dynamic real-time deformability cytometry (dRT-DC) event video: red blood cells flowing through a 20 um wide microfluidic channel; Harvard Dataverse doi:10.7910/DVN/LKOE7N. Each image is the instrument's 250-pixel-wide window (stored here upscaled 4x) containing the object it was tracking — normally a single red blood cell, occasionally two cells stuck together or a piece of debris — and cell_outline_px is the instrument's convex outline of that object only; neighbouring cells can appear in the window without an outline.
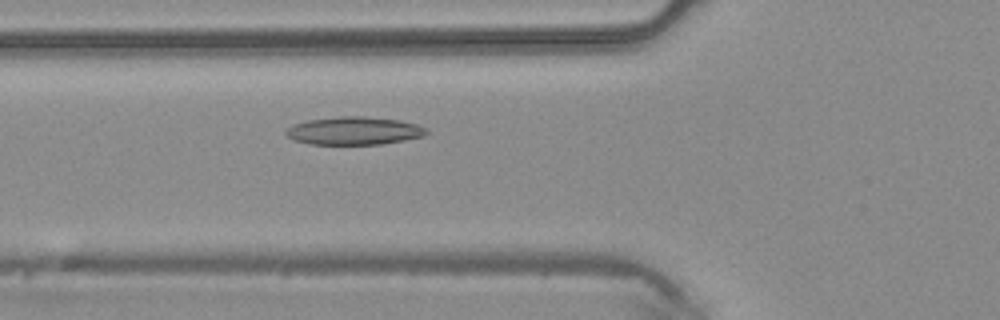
{"species": "common noctule bat (a hibernating species)", "species_latin": "Nyctalus noctula", "temperature_condition": "warm", "stored_images_in_passage": 43, "camera_frame_rate_fps": 3000, "um_per_image_px": 0.085, "animal": {"sex": "male", "body_mass_g": 20.4}, "frame": {"image": 1, "passage_image": 14, "time_ms": 4.333, "image_size_px": [1000, 320], "cell_outline_px": [[428, 132], [424, 136], [404, 140], [380, 144], [312, 144], [296, 140], [288, 136], [284, 132], [292, 124], [308, 120], [340, 116], [364, 116], [400, 120], [416, 124], [424, 128]], "centroid_in_image_um": [30.09, 11.11], "position_along_channel_um": 95.7, "area_um2": 22.72}}
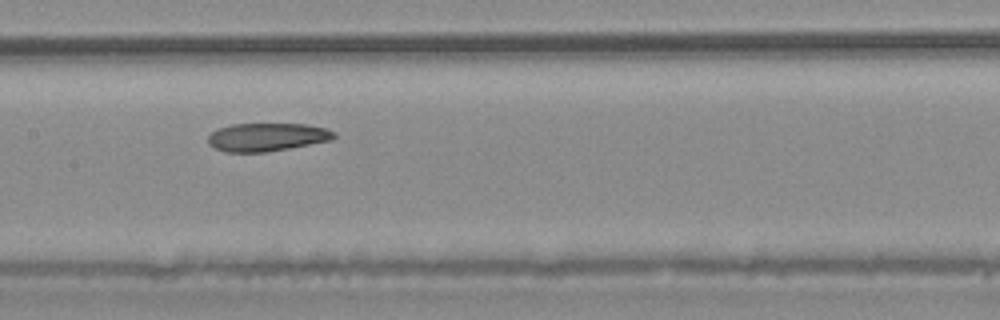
{"frame": {"image": 2, "passage_image": 20, "time_ms": 6.333, "image_size_px": [1000, 320], "cell_outline_px": [[336, 136], [332, 140], [288, 148], [264, 152], [224, 152], [212, 148], [208, 144], [208, 136], [212, 132], [220, 128], [232, 124], [304, 124], [328, 128], [336, 132]], "centroid_in_image_um": [22.69, 11.65], "position_along_channel_um": 184.7, "area_um2": 20.75}}
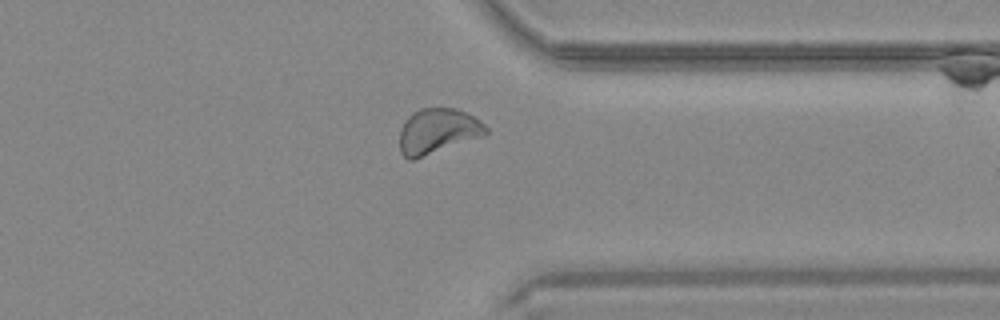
{"frame": {"image": 3, "passage_image": 33, "time_ms": 10.667, "image_size_px": [1000, 320], "cell_outline_px": [[488, 132], [484, 136], [412, 160], [408, 160], [400, 152], [400, 128], [408, 116], [412, 112], [420, 108], [456, 108], [480, 120], [488, 128]], "centroid_in_image_um": [37.19, 11.14], "position_along_channel_um": 374.2, "area_um2": 22.77}}